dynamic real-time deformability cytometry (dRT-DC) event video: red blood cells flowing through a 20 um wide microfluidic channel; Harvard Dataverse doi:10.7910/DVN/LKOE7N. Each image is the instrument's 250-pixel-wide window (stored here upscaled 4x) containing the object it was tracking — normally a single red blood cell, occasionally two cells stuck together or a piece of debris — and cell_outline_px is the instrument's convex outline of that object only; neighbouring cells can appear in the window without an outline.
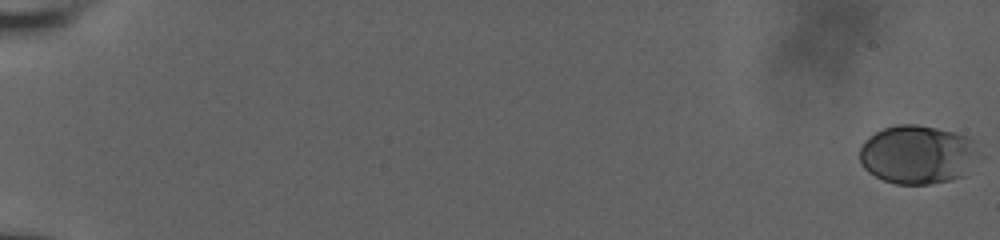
{"species": "human", "species_latin": "Homo sapiens", "temperature_condition": "room temperature", "stored_images_in_passage": 59, "camera_frame_rate_fps": 3000, "um_per_image_px": 0.085, "donor": {"sex": "male"}, "frame": {"image": 1, "passage_image": 1, "time_ms": 0.0, "image_size_px": [1000, 240], "cell_outline_px": [[980, 156], [964, 176], [948, 180], [928, 184], [896, 184], [884, 180], [868, 172], [860, 164], [860, 148], [864, 140], [868, 136], [884, 128], [896, 124], [916, 124], [936, 128], [952, 132], [976, 140], [980, 152]], "centroid_in_image_um": [78.01, 13.13], "position_along_channel_um": 7.0, "area_um2": 41.15}}
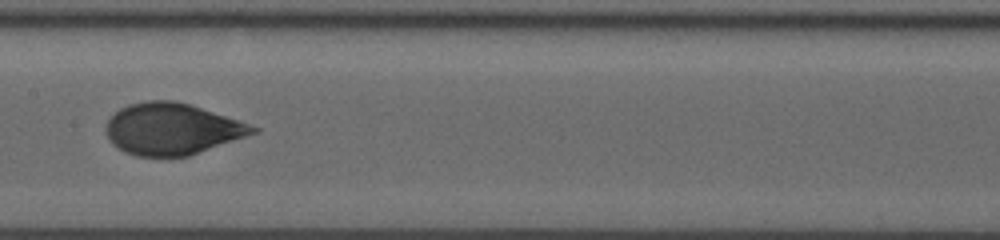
{"frame": {"image": 2, "passage_image": 34, "time_ms": 11.0, "image_size_px": [1000, 240], "cell_outline_px": [[260, 132], [188, 156], [136, 156], [124, 152], [112, 144], [108, 140], [104, 132], [104, 124], [120, 108], [128, 104], [148, 100], [176, 100], [192, 104], [260, 128]], "centroid_in_image_um": [14.6, 10.95], "position_along_channel_um": 192.8, "area_um2": 44.45}}
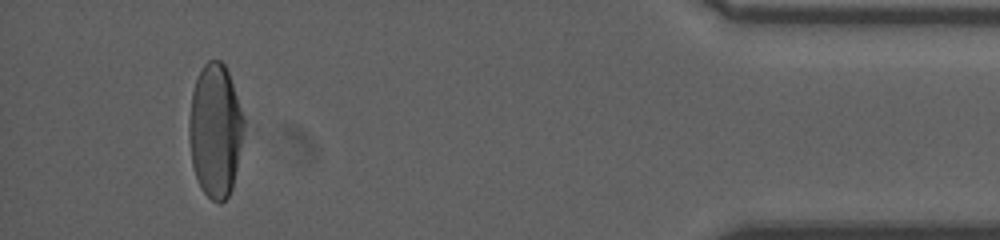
{"frame": {"image": 3, "passage_image": 56, "time_ms": 18.333, "image_size_px": [1000, 240], "cell_outline_px": [[244, 132], [232, 188], [228, 196], [220, 204], [212, 200], [200, 188], [192, 164], [188, 140], [188, 120], [192, 92], [196, 80], [204, 64], [208, 60], [220, 60], [224, 64], [228, 72], [244, 120]], "centroid_in_image_um": [18.27, 11.11], "position_along_channel_um": 416.9, "area_um2": 42.48}, "authors_computed_cell_mechanics": {"area_um2": 42.6564, "velocity_mm_per_s": 3.8017, "shape_relaxation_time_tau1_ms": 4.8306, "shape_relaxation_time_tau2_ms": null, "deformation_change_tau1": 0.1892, "deformation_change_tau2": null}}